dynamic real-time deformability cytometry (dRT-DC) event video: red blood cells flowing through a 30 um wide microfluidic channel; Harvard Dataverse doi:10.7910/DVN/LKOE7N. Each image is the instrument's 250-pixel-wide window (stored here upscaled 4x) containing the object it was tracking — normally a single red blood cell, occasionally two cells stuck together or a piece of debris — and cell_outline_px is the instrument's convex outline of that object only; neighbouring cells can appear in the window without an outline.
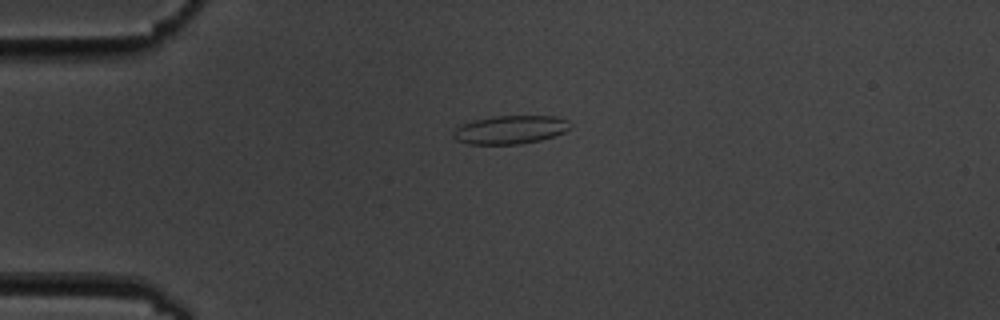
{"species": "common noctule bat (a hibernating species)", "species_latin": "Nyctalus noctula", "temperature_condition": "cold", "stored_images_in_passage": 6, "camera_frame_rate_fps": 3000, "um_per_image_px": 0.085, "animal": {"sex": "male", "body_mass_g": 19.5, "forearm_length_mm": 54.6}, "frame": {"image": 1, "passage_image": 4, "time_ms": 3.333, "image_size_px": [1000, 320], "cell_outline_px": [[572, 128], [564, 132], [540, 140], [520, 144], [468, 144], [456, 140], [452, 136], [452, 132], [456, 128], [472, 120], [496, 116], [556, 116], [568, 120], [572, 124]], "centroid_in_image_um": [43.39, 11.02], "position_along_channel_um": 41.6, "area_um2": 19.42}}
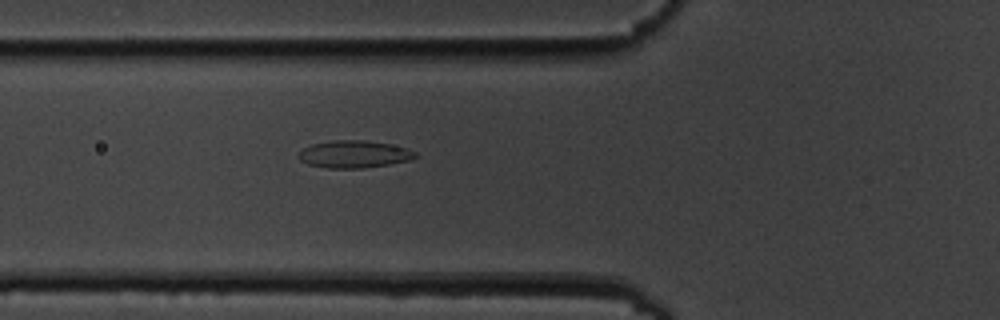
{"frame": {"image": 2, "passage_image": 6, "time_ms": 5.667, "image_size_px": [1000, 320], "cell_outline_px": [[416, 156], [412, 160], [364, 168], [328, 168], [308, 164], [300, 160], [296, 156], [304, 148], [312, 144], [332, 140], [364, 140], [388, 144], [404, 148], [416, 152]], "centroid_in_image_um": [30.06, 13.11], "position_along_channel_um": 95.7, "area_um2": 18.44}}